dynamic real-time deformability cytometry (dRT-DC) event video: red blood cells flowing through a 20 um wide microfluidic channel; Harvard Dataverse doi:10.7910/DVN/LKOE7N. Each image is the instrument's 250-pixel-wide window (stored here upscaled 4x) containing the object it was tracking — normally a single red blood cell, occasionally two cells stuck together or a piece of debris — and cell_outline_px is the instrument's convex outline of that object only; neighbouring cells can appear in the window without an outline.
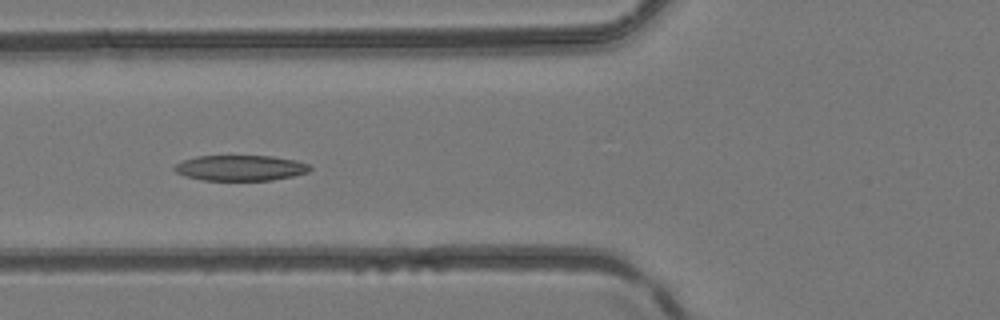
{"species": "common noctule bat (a hibernating species)", "species_latin": "Nyctalus noctula", "temperature_condition": "room temperature", "stored_images_in_passage": 4, "camera_frame_rate_fps": 3000, "um_per_image_px": 0.085, "animal": {"sex": "female", "body_mass_g": 24.6, "forearm_length_mm": 56.2}, "frame": {"image": 1, "passage_image": 4, "time_ms": 1.0, "image_size_px": [1000, 320], "cell_outline_px": [[312, 168], [308, 172], [292, 176], [272, 180], [204, 180], [188, 176], [176, 172], [172, 168], [176, 164], [184, 160], [196, 156], [272, 156], [296, 160], [308, 164]], "centroid_in_image_um": [20.46, 14.27], "position_along_channel_um": 105.3, "area_um2": 20.0}}